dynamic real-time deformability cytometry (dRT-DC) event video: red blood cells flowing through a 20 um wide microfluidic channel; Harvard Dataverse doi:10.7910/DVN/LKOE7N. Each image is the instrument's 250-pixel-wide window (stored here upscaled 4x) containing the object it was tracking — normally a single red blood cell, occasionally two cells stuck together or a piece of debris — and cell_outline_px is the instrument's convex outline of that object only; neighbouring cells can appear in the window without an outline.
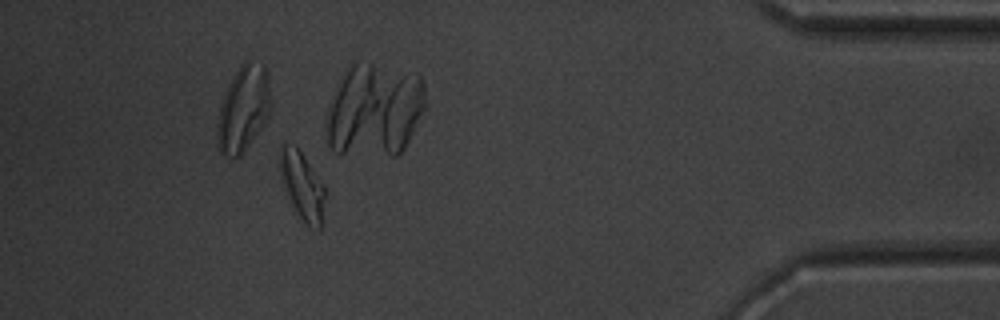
{"species": "common noctule bat (a hibernating species)", "species_latin": "Nyctalus noctula", "temperature_condition": "warm", "stored_images_in_passage": 38, "camera_frame_rate_fps": 3000, "um_per_image_px": 0.085, "animal": {"sex": "male", "body_mass_g": 20.1, "forearm_length_mm": 53.5}, "frame": {"image": 1, "passage_image": 33, "time_ms": 10.667, "image_size_px": [1000, 320], "cell_outline_px": [[324, 196], [320, 228], [316, 228], [308, 224], [296, 212], [284, 188], [280, 176], [280, 148], [284, 144], [296, 148], [300, 152], [324, 184]], "centroid_in_image_um": [25.67, 15.77], "position_along_channel_um": 409.5, "area_um2": 16.94}, "authors_computed_cell_mechanics": {"area_um2": 15.8083, "velocity_mm_per_s": 3.9588, "shape_relaxation_time_tau1_ms": 6.2681, "shape_relaxation_time_tau2_ms": 2.4059, "deformation_change_tau1": 0.187, "deformation_change_tau2": 0.0829}}